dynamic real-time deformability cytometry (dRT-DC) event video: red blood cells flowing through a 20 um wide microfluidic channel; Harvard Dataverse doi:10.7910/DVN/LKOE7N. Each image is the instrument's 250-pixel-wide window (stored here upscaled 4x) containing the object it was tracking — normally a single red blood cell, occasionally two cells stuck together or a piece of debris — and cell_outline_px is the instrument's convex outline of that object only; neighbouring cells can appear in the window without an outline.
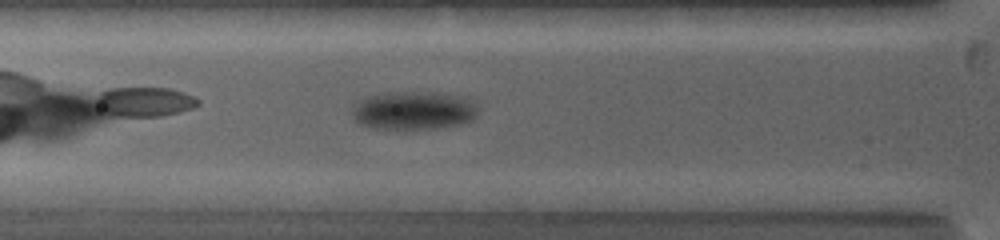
{"species": "common noctule bat (a hibernating species)", "species_latin": "Nyctalus noctula", "temperature_condition": "warm", "stored_images_in_passage": 29, "camera_frame_rate_fps": 5000, "um_per_image_px": 0.085, "animal": {"sex": "female", "body_mass_g": 19.0, "forearm_length_mm": 53.3}, "frame": {"image": 1, "passage_image": 5, "time_ms": 1.6, "image_size_px": [1000, 240], "cell_outline_px": [[476, 116], [472, 120], [456, 124], [432, 128], [376, 128], [360, 124], [352, 116], [352, 108], [356, 100], [368, 96], [392, 92], [432, 92], [468, 96], [476, 100]], "centroid_in_image_um": [35.17, 9.35], "position_along_channel_um": 90.6, "area_um2": 28.15}}
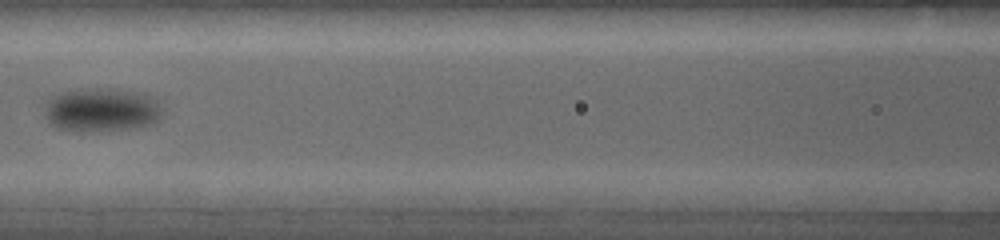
{"frame": {"image": 2, "passage_image": 9, "time_ms": 3.4, "image_size_px": [1000, 240], "cell_outline_px": [[160, 116], [156, 120], [148, 124], [128, 128], [80, 132], [56, 128], [48, 124], [44, 116], [44, 100], [60, 92], [80, 88], [112, 88], [148, 92], [156, 100], [160, 108]], "centroid_in_image_um": [8.53, 9.3], "position_along_channel_um": 158.1, "area_um2": 30.63}}
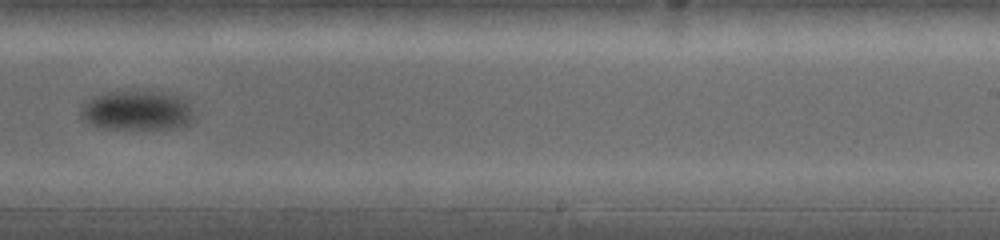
{"frame": {"image": 3, "passage_image": 17, "time_ms": 6.6, "image_size_px": [1000, 240], "cell_outline_px": [[196, 120], [188, 124], [172, 128], [100, 128], [84, 120], [80, 116], [80, 104], [92, 96], [104, 92], [164, 92], [180, 96], [192, 100], [196, 116]], "centroid_in_image_um": [11.71, 9.38], "position_along_channel_um": 277.3, "area_um2": 26.76}, "authors_computed_cell_mechanics": {"area_um2": 26.7614, "velocity_mm_per_s": 3.7457, "shape_relaxation_time_tau1_ms": 1.4813, "shape_relaxation_time_tau2_ms": null, "deformation_change_tau1": 0.0649, "deformation_change_tau2": null}}